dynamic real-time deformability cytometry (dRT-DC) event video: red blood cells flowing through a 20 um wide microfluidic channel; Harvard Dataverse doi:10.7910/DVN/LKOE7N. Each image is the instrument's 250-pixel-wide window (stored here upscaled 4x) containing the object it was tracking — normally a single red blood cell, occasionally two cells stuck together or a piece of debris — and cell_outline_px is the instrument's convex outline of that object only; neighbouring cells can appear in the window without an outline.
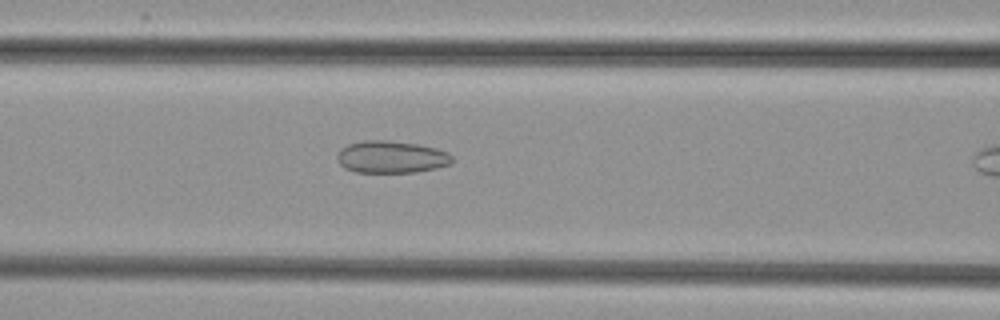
{"species": "common noctule bat (a hibernating species)", "species_latin": "Nyctalus noctula", "temperature_condition": "cold", "stored_images_in_passage": 28, "camera_frame_rate_fps": 3000, "um_per_image_px": 0.085, "animal": {"sex": "female", "body_mass_g": 29.2, "forearm_length_mm": 56.3}, "frame": {"image": 1, "passage_image": 17, "time_ms": 5.333, "image_size_px": [1000, 320], "cell_outline_px": [[452, 160], [448, 164], [436, 168], [416, 172], [356, 172], [344, 168], [336, 160], [336, 156], [340, 148], [348, 144], [364, 140], [384, 140], [420, 144], [436, 148], [448, 152], [452, 156]], "centroid_in_image_um": [33.22, 13.33], "position_along_channel_um": 133.4, "area_um2": 21.68}}
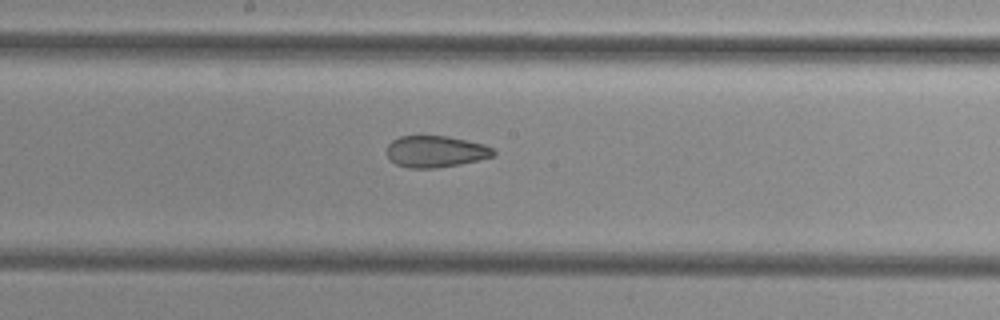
{"frame": {"image": 2, "passage_image": 23, "time_ms": 7.333, "image_size_px": [1000, 320], "cell_outline_px": [[496, 156], [460, 164], [436, 168], [408, 168], [396, 164], [388, 156], [388, 144], [392, 140], [400, 136], [448, 136], [484, 144], [496, 148]], "centroid_in_image_um": [37.08, 12.88], "position_along_channel_um": 211.1, "area_um2": 19.71}}
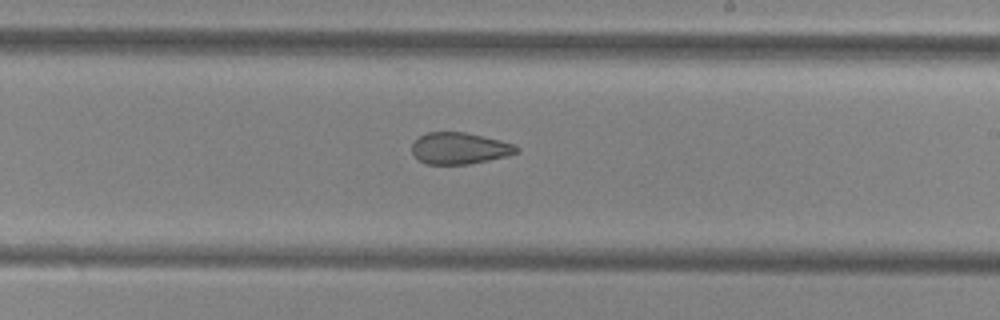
{"frame": {"image": 3, "passage_image": 26, "time_ms": 8.333, "image_size_px": [1000, 320], "cell_outline_px": [[520, 152], [488, 160], [468, 164], [424, 164], [412, 152], [412, 144], [420, 136], [428, 132], [464, 132], [500, 140], [512, 144], [520, 148]], "centroid_in_image_um": [39.06, 12.61], "position_along_channel_um": 249.9, "area_um2": 19.02}}